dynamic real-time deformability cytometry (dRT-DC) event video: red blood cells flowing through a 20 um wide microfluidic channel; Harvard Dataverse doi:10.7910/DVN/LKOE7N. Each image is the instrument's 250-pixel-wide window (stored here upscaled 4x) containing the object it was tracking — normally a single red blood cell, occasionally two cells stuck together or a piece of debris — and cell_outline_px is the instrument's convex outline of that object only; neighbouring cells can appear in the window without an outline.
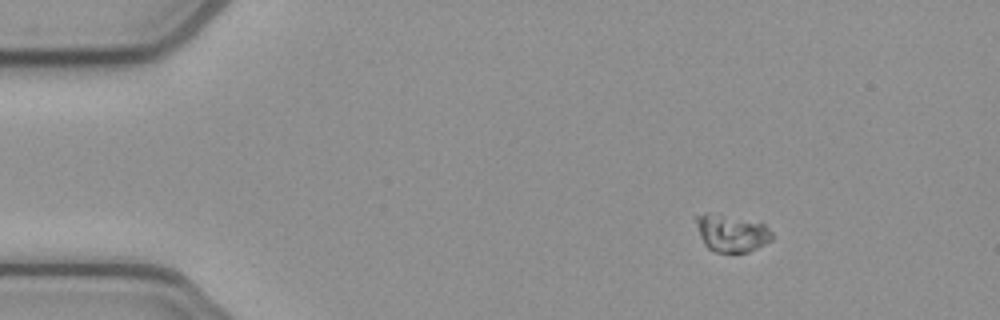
{"species": "common noctule bat (a hibernating species)", "species_latin": "Nyctalus noctula", "temperature_condition": "cold", "stored_images_in_passage": 47, "camera_frame_rate_fps": 3000, "um_per_image_px": 0.085, "animal": {"sex": "female", "body_mass_g": 21.9}, "frame": {"image": 1, "passage_image": 1, "time_ms": 0.0, "image_size_px": [1000, 320], "cell_outline_px": [[772, 240], [748, 252], [716, 252], [708, 248], [704, 244], [700, 236], [692, 216], [704, 212], [764, 224], [772, 232]], "centroid_in_image_um": [62.12, 19.82], "position_along_channel_um": 22.9, "area_um2": 16.24}}
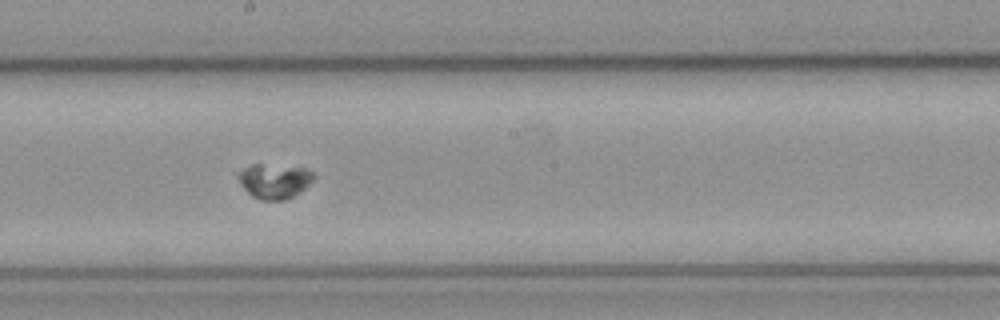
{"frame": {"image": 2, "passage_image": 23, "time_ms": 7.333, "image_size_px": [1000, 320], "cell_outline_px": [[316, 176], [300, 192], [284, 200], [260, 200], [252, 196], [240, 184], [236, 176], [244, 168], [252, 164], [260, 164], [304, 168], [312, 172]], "centroid_in_image_um": [23.3, 15.39], "position_along_channel_um": 224.9, "area_um2": 15.09}}
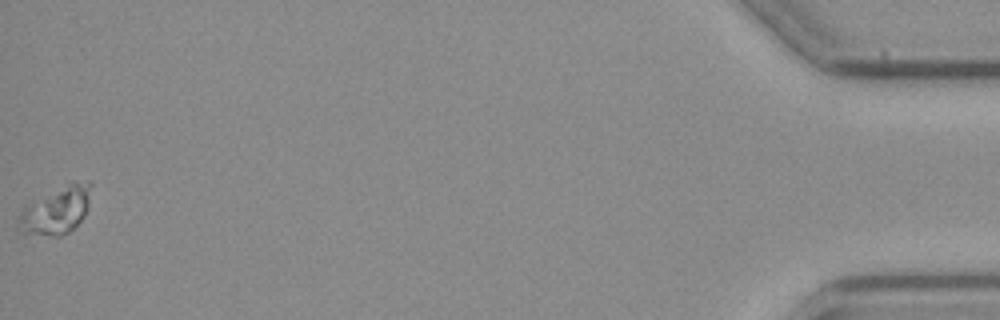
{"frame": {"image": 3, "passage_image": 47, "time_ms": 15.333, "image_size_px": [1000, 320], "cell_outline_px": [[92, 184], [88, 208], [84, 216], [68, 232], [60, 236], [52, 236], [24, 232], [16, 220], [20, 212], [32, 200], [72, 180], [88, 180]], "centroid_in_image_um": [4.82, 17.81], "position_along_channel_um": 430.4, "area_um2": 20.17}}